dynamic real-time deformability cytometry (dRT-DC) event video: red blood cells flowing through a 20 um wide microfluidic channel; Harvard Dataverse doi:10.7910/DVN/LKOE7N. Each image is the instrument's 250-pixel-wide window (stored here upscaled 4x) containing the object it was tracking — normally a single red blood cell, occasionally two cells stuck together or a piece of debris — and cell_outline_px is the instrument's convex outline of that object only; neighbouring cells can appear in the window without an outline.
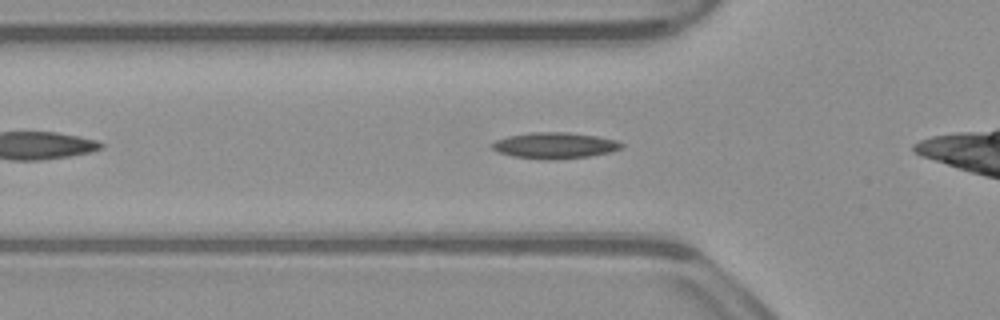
{"species": "common noctule bat (a hibernating species)", "species_latin": "Nyctalus noctula", "temperature_condition": "warm", "stored_images_in_passage": 35, "camera_frame_rate_fps": 3000, "um_per_image_px": 0.085, "animal": {"sex": "male", "body_mass_g": 23.1, "forearm_length_mm": 52.7}, "frame": {"image": 1, "passage_image": 6, "time_ms": 1.667, "image_size_px": [1000, 320], "cell_outline_px": [[624, 148], [612, 152], [588, 156], [556, 160], [548, 160], [512, 156], [500, 152], [492, 148], [492, 144], [496, 140], [508, 136], [532, 132], [568, 132], [596, 136], [616, 140], [624, 144]], "centroid_in_image_um": [47.2, 12.37], "position_along_channel_um": 78.6, "area_um2": 19.71}}
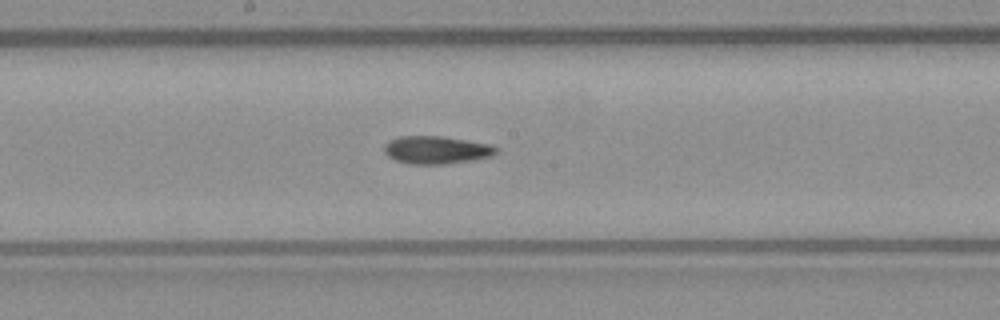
{"frame": {"image": 2, "passage_image": 16, "time_ms": 5.0, "image_size_px": [1000, 320], "cell_outline_px": [[496, 152], [492, 156], [472, 160], [448, 164], [408, 164], [396, 160], [388, 156], [384, 152], [384, 144], [388, 140], [400, 136], [440, 136], [488, 144], [496, 148]], "centroid_in_image_um": [37.03, 12.75], "position_along_channel_um": 211.2, "area_um2": 18.03}}
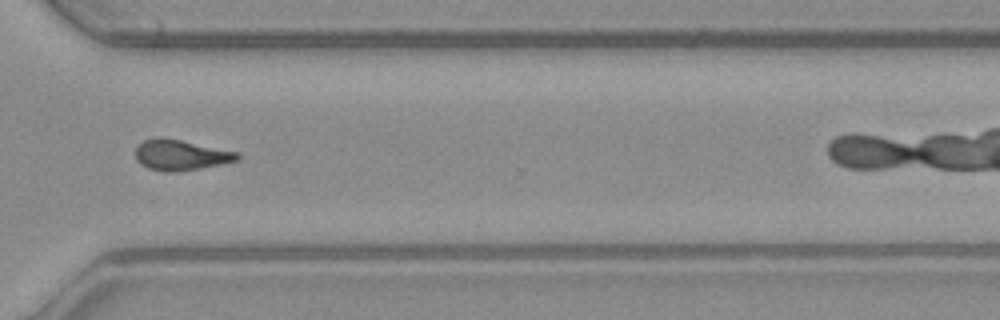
{"frame": {"image": 3, "passage_image": 27, "time_ms": 8.667, "image_size_px": [1000, 320], "cell_outline_px": [[240, 160], [180, 172], [164, 172], [148, 168], [140, 164], [136, 160], [136, 148], [144, 140], [156, 136], [160, 136], [240, 152]], "centroid_in_image_um": [15.36, 13.18], "position_along_channel_um": 355.2, "area_um2": 18.32}}